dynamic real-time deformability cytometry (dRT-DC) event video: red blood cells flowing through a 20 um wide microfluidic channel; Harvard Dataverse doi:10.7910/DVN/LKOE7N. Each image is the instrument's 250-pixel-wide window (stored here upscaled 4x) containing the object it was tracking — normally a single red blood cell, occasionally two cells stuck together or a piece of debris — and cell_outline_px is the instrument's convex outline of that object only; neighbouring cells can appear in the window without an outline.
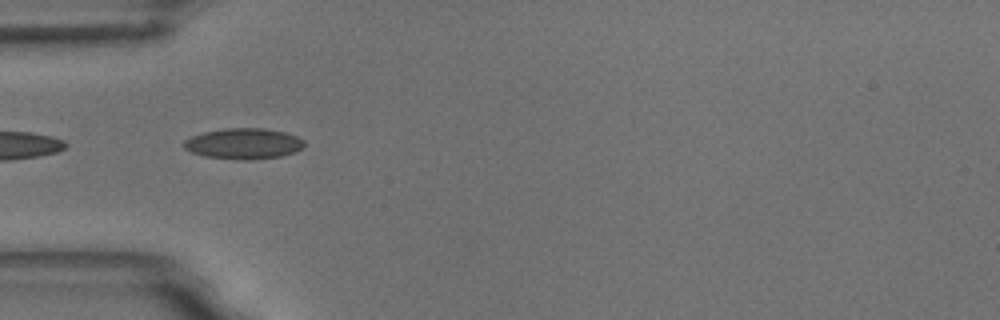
{"species": "common noctule bat (a hibernating species)", "species_latin": "Nyctalus noctula", "temperature_condition": "room temperature", "stored_images_in_passage": 4, "camera_frame_rate_fps": 3000, "um_per_image_px": 0.085, "animal": {"sex": "male", "body_mass_g": 18.8}, "frame": {"image": 1, "passage_image": 2, "time_ms": 0.333, "image_size_px": [1000, 320], "cell_outline_px": [[304, 148], [296, 152], [280, 156], [248, 160], [236, 160], [204, 156], [192, 152], [184, 148], [184, 140], [192, 136], [204, 132], [228, 128], [264, 128], [284, 132], [296, 136], [304, 140]], "centroid_in_image_um": [20.73, 12.21], "position_along_channel_um": 64.3, "area_um2": 21.62}}